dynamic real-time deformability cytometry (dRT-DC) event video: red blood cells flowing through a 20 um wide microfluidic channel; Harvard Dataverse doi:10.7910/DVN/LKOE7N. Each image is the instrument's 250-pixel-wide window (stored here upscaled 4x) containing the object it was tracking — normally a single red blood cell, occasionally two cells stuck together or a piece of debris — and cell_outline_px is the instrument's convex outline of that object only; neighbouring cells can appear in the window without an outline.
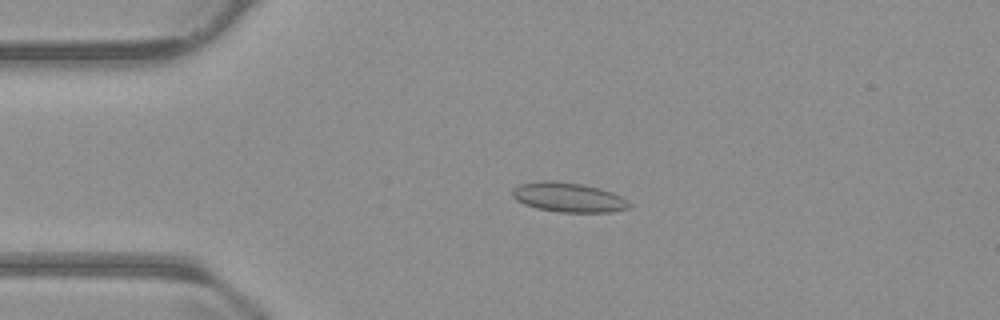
{"species": "common noctule bat (a hibernating species)", "species_latin": "Nyctalus noctula", "temperature_condition": "warm", "stored_images_in_passage": 54, "camera_frame_rate_fps": 3000, "um_per_image_px": 0.085, "animal": {"sex": "male", "body_mass_g": 23.1, "forearm_length_mm": 52.7}, "frame": {"image": 1, "passage_image": 12, "time_ms": 3.667, "image_size_px": [1000, 320], "cell_outline_px": [[632, 208], [612, 212], [560, 212], [536, 208], [524, 204], [516, 200], [512, 196], [512, 188], [520, 184], [540, 180], [552, 180], [584, 184], [600, 188], [612, 192], [628, 200], [632, 204]], "centroid_in_image_um": [48.33, 16.77], "position_along_channel_um": 36.7, "area_um2": 20.46}}
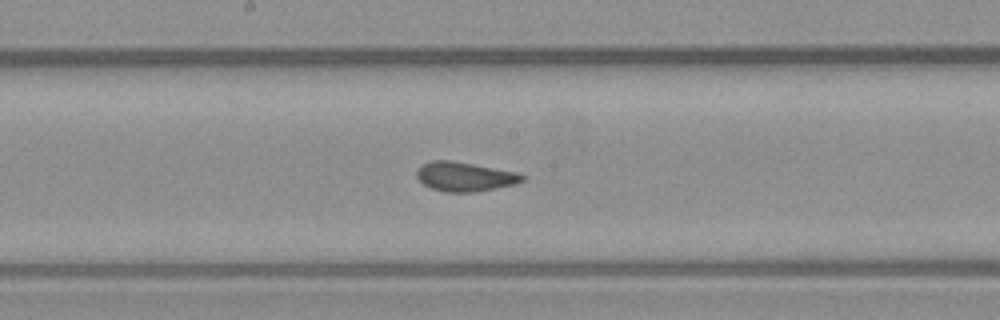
{"frame": {"image": 2, "passage_image": 28, "time_ms": 9.0, "image_size_px": [1000, 320], "cell_outline_px": [[524, 180], [516, 184], [476, 192], [444, 192], [432, 188], [424, 184], [416, 176], [416, 172], [424, 164], [432, 160], [448, 160], [472, 164], [516, 172], [524, 176]], "centroid_in_image_um": [39.51, 15.02], "position_along_channel_um": 208.7, "area_um2": 17.74}}
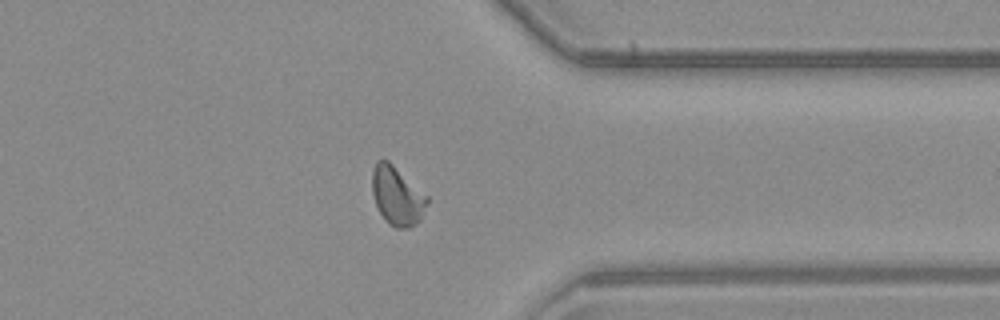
{"frame": {"image": 3, "passage_image": 42, "time_ms": 13.667, "image_size_px": [1000, 320], "cell_outline_px": [[428, 200], [420, 220], [416, 224], [408, 228], [396, 228], [388, 224], [380, 212], [376, 204], [372, 192], [372, 168], [376, 160], [388, 160], [428, 196]], "centroid_in_image_um": [33.74, 16.64], "position_along_channel_um": 377.7, "area_um2": 18.73}}